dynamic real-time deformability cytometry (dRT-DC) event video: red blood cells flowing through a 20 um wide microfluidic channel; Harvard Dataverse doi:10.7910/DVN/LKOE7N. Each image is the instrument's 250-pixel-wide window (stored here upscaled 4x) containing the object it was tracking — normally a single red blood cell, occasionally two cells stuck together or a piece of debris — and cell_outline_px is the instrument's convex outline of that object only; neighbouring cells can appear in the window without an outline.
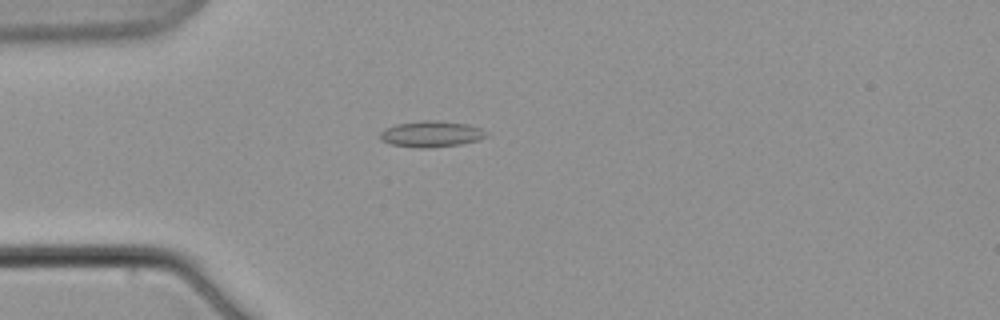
{"species": "common noctule bat (a hibernating species)", "species_latin": "Nyctalus noctula", "temperature_condition": "warm", "stored_images_in_passage": 13, "camera_frame_rate_fps": 3000, "um_per_image_px": 0.085, "animal": {"sex": "male", "body_mass_g": 21.5, "forearm_length_mm": 52.0}, "frame": {"image": 1, "passage_image": 6, "time_ms": 6.0, "image_size_px": [1000, 320], "cell_outline_px": [[488, 136], [480, 140], [460, 144], [432, 148], [416, 148], [388, 144], [380, 140], [380, 132], [384, 128], [396, 124], [424, 120], [436, 120], [468, 124], [480, 128], [488, 132]], "centroid_in_image_um": [36.65, 11.4], "position_along_channel_um": 48.4, "area_um2": 16.47}}
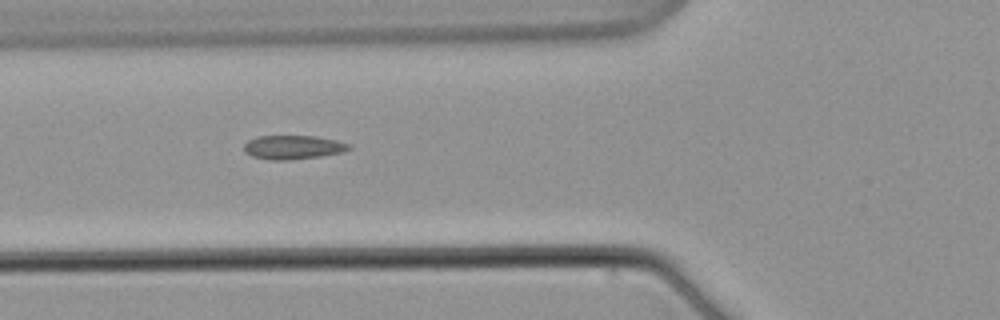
{"frame": {"image": 2, "passage_image": 8, "time_ms": 8.333, "image_size_px": [1000, 320], "cell_outline_px": [[352, 148], [344, 152], [320, 156], [288, 160], [272, 160], [252, 156], [244, 152], [244, 144], [248, 140], [256, 136], [316, 136], [336, 140], [348, 144]], "centroid_in_image_um": [24.89, 12.51], "position_along_channel_um": 100.9, "area_um2": 14.62}}